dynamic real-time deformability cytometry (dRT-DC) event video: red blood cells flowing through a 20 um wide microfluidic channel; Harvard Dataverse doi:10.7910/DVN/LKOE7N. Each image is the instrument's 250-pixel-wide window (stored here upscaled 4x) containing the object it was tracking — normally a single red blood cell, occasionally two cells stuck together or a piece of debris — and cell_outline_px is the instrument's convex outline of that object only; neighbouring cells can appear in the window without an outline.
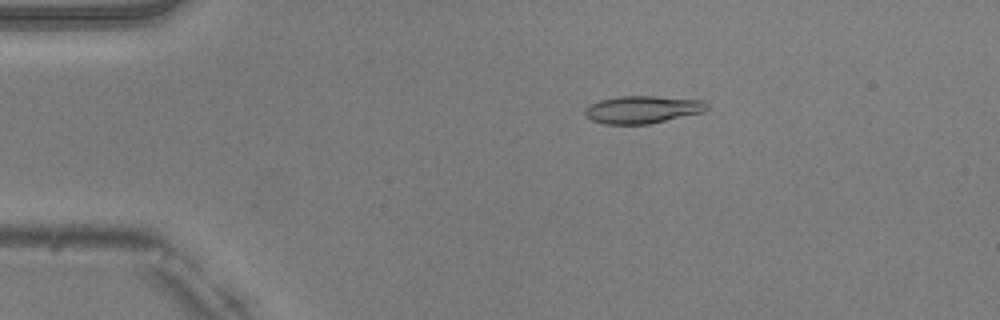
{"species": "common noctule bat (a hibernating species)", "species_latin": "Nyctalus noctula", "temperature_condition": "warm", "stored_images_in_passage": 51, "camera_frame_rate_fps": 3000, "um_per_image_px": 0.085, "animal": {"sex": "male", "body_mass_g": 20.5, "forearm_length_mm": 52.5}, "frame": {"image": 1, "passage_image": 10, "time_ms": 3.0, "image_size_px": [1000, 320], "cell_outline_px": [[708, 108], [704, 112], [648, 124], [604, 124], [592, 120], [584, 116], [584, 108], [588, 104], [600, 100], [620, 96], [656, 96], [704, 100], [708, 104]], "centroid_in_image_um": [54.59, 9.3], "position_along_channel_um": 30.4, "area_um2": 19.77}}
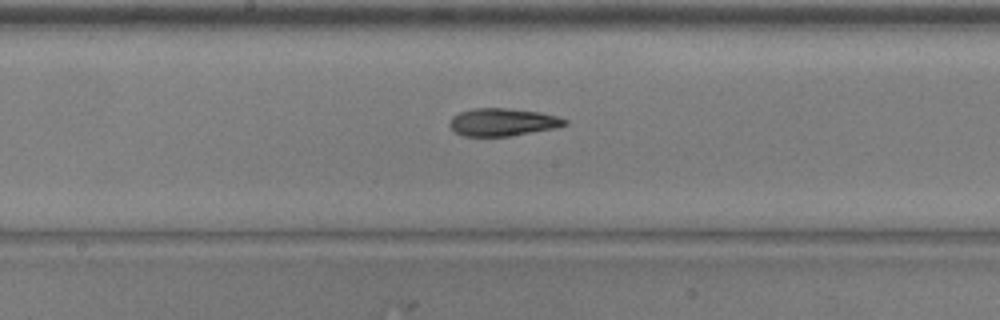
{"frame": {"image": 2, "passage_image": 27, "time_ms": 8.667, "image_size_px": [1000, 320], "cell_outline_px": [[568, 124], [556, 128], [508, 136], [464, 136], [456, 132], [448, 124], [452, 116], [460, 112], [472, 108], [508, 108], [540, 112], [560, 116], [568, 120]], "centroid_in_image_um": [42.75, 10.37], "position_along_channel_um": 205.4, "area_um2": 18.67}}
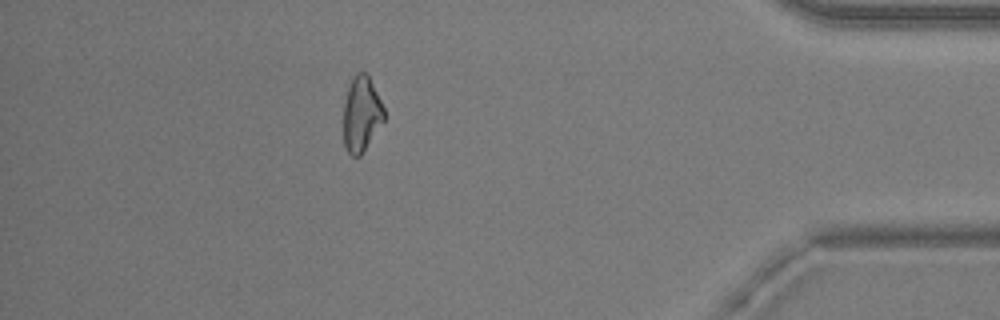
{"frame": {"image": 3, "passage_image": 45, "time_ms": 14.667, "image_size_px": [1000, 320], "cell_outline_px": [[384, 120], [360, 156], [352, 156], [348, 152], [344, 144], [344, 104], [348, 88], [356, 72], [364, 72], [368, 76], [384, 108]], "centroid_in_image_um": [30.71, 9.71], "position_along_channel_um": 404.5, "area_um2": 17.34}, "authors_computed_cell_mechanics": {"area_um2": 18.8428, "velocity_mm_per_s": 4.032, "shape_relaxation_time_tau1_ms": 7.2831, "shape_relaxation_time_tau2_ms": 7.0616, "deformation_change_tau1": 0.185, "deformation_change_tau2": 0.1736}}